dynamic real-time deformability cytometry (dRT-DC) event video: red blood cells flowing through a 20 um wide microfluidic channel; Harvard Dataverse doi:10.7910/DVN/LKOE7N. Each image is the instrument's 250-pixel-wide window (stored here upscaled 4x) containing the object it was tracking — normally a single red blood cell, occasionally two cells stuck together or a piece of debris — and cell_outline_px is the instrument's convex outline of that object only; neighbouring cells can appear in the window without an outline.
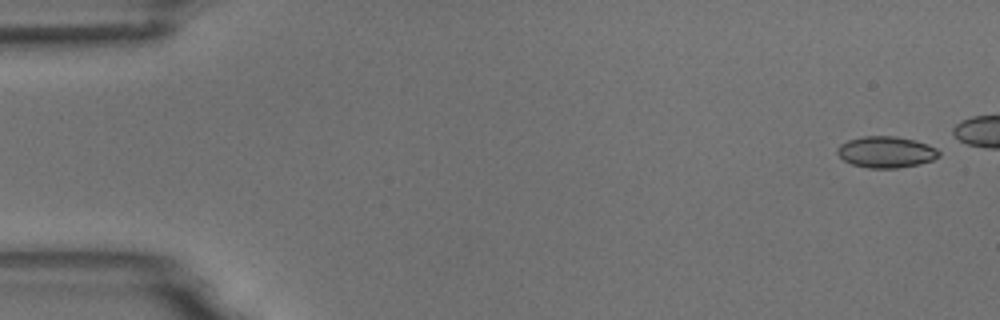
{"species": "common noctule bat (a hibernating species)", "species_latin": "Nyctalus noctula", "temperature_condition": "room temperature", "stored_images_in_passage": 6, "camera_frame_rate_fps": 3000, "um_per_image_px": 0.085, "animal": {"sex": "male", "body_mass_g": 18.8}, "frame": {"image": 1, "passage_image": 1, "time_ms": 0.0, "image_size_px": [1000, 320], "cell_outline_px": [[940, 156], [932, 160], [920, 164], [896, 168], [868, 168], [852, 164], [844, 160], [836, 152], [836, 148], [840, 144], [848, 140], [864, 136], [896, 136], [916, 140], [928, 144], [936, 148], [940, 152]], "centroid_in_image_um": [75.33, 12.92], "position_along_channel_um": 9.7, "area_um2": 18.67}}